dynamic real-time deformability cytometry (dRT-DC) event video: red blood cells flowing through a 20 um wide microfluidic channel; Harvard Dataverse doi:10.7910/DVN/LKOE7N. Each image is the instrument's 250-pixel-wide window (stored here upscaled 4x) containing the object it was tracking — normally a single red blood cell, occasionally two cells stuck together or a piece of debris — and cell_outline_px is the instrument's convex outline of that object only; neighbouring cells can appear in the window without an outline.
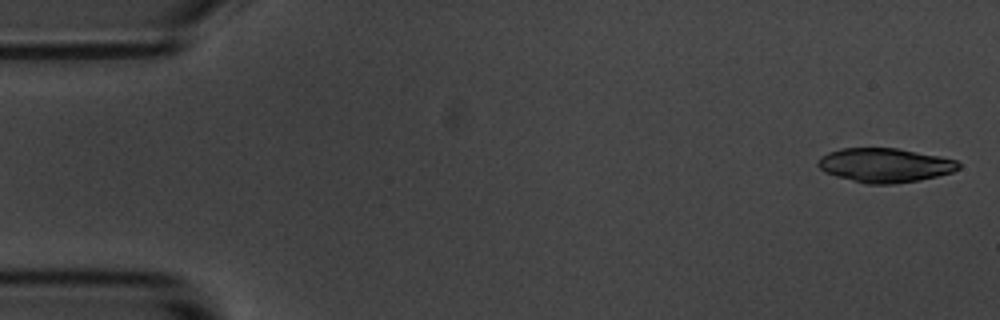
{"species": "common noctule bat (a hibernating species)", "species_latin": "Nyctalus noctula", "temperature_condition": "room temperature", "stored_images_in_passage": 6, "camera_frame_rate_fps": 3000, "um_per_image_px": 0.085, "animal": {"sex": "male", "body_mass_g": 20.1, "forearm_length_mm": 53.5}, "frame": {"image": 1, "passage_image": 1, "time_ms": 0.0, "image_size_px": [1000, 320], "cell_outline_px": [[960, 168], [952, 172], [936, 176], [916, 180], [892, 184], [868, 184], [836, 176], [824, 172], [816, 164], [820, 156], [828, 152], [840, 148], [896, 148], [940, 156], [956, 160], [960, 164]], "centroid_in_image_um": [75.18, 14.03], "position_along_channel_um": 9.8, "area_um2": 27.86}}